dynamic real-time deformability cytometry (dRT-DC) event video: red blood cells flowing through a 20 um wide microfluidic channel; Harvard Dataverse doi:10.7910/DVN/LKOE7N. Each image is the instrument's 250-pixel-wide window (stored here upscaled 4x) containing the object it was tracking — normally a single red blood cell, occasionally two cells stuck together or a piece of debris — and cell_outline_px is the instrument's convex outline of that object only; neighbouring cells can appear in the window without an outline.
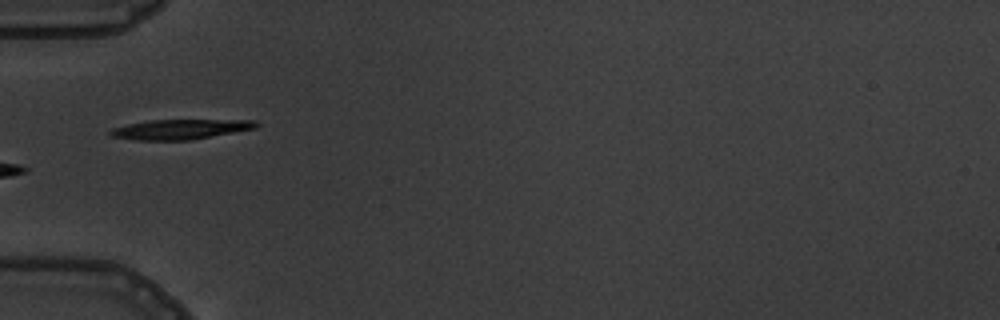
{"species": "common noctule bat (a hibernating species)", "species_latin": "Nyctalus noctula", "temperature_condition": "warm", "stored_images_in_passage": 11, "camera_frame_rate_fps": 3000, "um_per_image_px": 0.085, "animal": {"sex": "male", "body_mass_g": 19.5, "forearm_length_mm": 54.6}, "frame": {"image": 1, "passage_image": 7, "time_ms": 7.667, "image_size_px": [1000, 320], "cell_outline_px": [[260, 124], [256, 128], [192, 140], [136, 140], [112, 136], [108, 132], [112, 128], [128, 124], [148, 120], [256, 120]], "centroid_in_image_um": [15.34, 10.99], "position_along_channel_um": 69.7, "area_um2": 16.94}}